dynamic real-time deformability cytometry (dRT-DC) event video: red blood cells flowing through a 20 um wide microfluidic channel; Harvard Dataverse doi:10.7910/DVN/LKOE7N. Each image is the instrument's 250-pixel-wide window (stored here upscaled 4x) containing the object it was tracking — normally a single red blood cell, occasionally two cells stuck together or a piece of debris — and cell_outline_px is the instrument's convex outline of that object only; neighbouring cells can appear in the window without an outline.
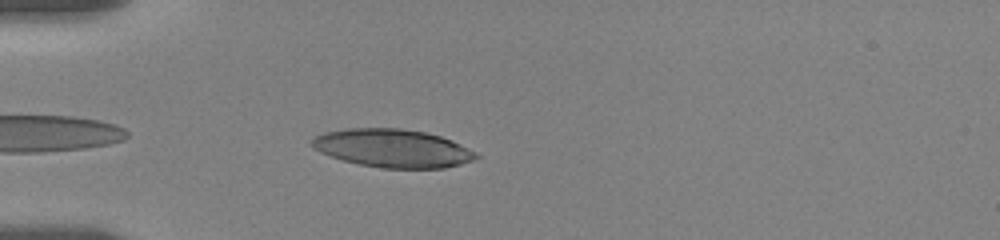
{"species": "human", "species_latin": "Homo sapiens", "temperature_condition": "room temperature", "stored_images_in_passage": 40, "camera_frame_rate_fps": 3000, "um_per_image_px": 0.085, "donor": {"sex": "female"}, "frame": {"image": 1, "passage_image": 3, "time_ms": 0.667, "image_size_px": [1000, 240], "cell_outline_px": [[480, 156], [476, 160], [444, 168], [380, 168], [360, 164], [344, 160], [320, 152], [312, 148], [312, 140], [316, 136], [324, 132], [348, 128], [400, 128], [424, 132], [440, 136], [452, 140], [476, 152]], "centroid_in_image_um": [33.4, 12.6], "position_along_channel_um": 51.6, "area_um2": 36.47}}
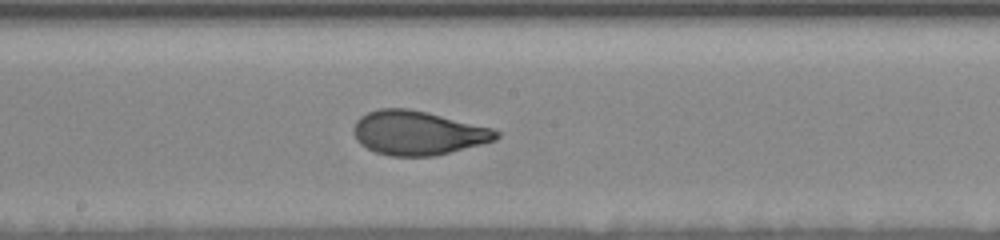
{"frame": {"image": 2, "passage_image": 18, "time_ms": 5.667, "image_size_px": [1000, 240], "cell_outline_px": [[500, 136], [496, 140], [436, 156], [388, 156], [376, 152], [360, 144], [356, 140], [352, 132], [352, 128], [356, 120], [360, 116], [368, 112], [380, 108], [408, 108], [428, 112], [492, 128], [500, 132]], "centroid_in_image_um": [35.49, 11.29], "position_along_channel_um": 212.7, "area_um2": 36.88}}
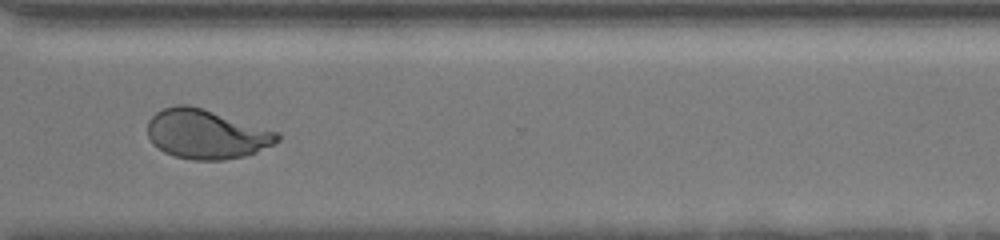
{"frame": {"image": 3, "passage_image": 30, "time_ms": 9.667, "image_size_px": [1000, 240], "cell_outline_px": [[280, 140], [256, 152], [244, 156], [224, 160], [192, 160], [176, 156], [164, 152], [152, 144], [148, 136], [148, 120], [156, 112], [164, 108], [176, 104], [188, 104], [280, 132]], "centroid_in_image_um": [17.52, 11.4], "position_along_channel_um": 353.1, "area_um2": 37.28}, "authors_computed_cell_mechanics": {"area_um2": 36.8475, "velocity_mm_per_s": 3.5211, "shape_relaxation_time_tau1_ms": 6.1123, "shape_relaxation_time_tau2_ms": null, "deformation_change_tau1": 0.2073, "deformation_change_tau2": null}}